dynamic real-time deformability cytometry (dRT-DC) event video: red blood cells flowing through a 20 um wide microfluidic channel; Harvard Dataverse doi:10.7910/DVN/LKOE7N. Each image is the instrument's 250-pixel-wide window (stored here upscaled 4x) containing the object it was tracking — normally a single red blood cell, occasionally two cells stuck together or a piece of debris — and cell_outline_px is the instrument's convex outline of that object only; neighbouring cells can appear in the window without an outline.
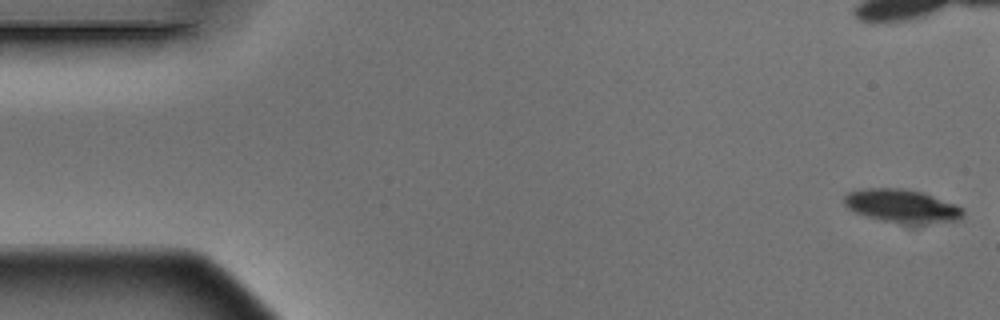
{"species": "Egyptian fruit bat (a non-hibernating species)", "species_latin": "Rousettus aegyptiacus", "temperature_condition": "warm", "stored_images_in_passage": 5, "camera_frame_rate_fps": 3000, "um_per_image_px": 0.085, "animal": {"sex": "male"}, "frame": {"image": 1, "passage_image": 1, "time_ms": 0.0, "image_size_px": [1000, 320], "cell_outline_px": [[964, 216], [960, 220], [920, 224], [904, 224], [880, 220], [856, 212], [848, 208], [844, 204], [844, 196], [848, 192], [868, 188], [904, 188], [924, 192], [956, 204], [964, 208]], "centroid_in_image_um": [76.72, 17.51], "position_along_channel_um": 8.3, "area_um2": 23.29}}